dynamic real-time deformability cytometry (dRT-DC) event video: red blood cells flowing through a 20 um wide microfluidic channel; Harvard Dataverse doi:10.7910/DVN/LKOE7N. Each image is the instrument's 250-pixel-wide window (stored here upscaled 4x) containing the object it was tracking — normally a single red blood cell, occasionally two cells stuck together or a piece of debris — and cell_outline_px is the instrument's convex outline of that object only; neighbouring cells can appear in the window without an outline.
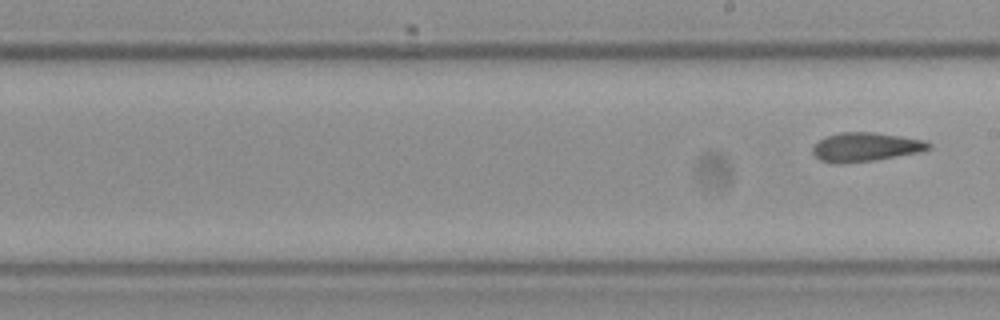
{"species": "Egyptian fruit bat (a non-hibernating species)", "species_latin": "Rousettus aegyptiacus", "temperature_condition": "cold", "stored_images_in_passage": 11, "segment_of_instrument_passage": [2, 2], "camera_frame_rate_fps": 3000, "um_per_image_px": 0.085, "frame": {"image": 1, "passage_image": 11, "time_ms": 3.333, "image_size_px": [1000, 320], "cell_outline_px": [[932, 148], [920, 152], [876, 160], [840, 164], [836, 164], [820, 160], [812, 152], [812, 148], [824, 136], [840, 132], [872, 132], [900, 136], [924, 140], [932, 144]], "centroid_in_image_um": [73.58, 12.5], "position_along_channel_um": 215.4, "area_um2": 19.65}}